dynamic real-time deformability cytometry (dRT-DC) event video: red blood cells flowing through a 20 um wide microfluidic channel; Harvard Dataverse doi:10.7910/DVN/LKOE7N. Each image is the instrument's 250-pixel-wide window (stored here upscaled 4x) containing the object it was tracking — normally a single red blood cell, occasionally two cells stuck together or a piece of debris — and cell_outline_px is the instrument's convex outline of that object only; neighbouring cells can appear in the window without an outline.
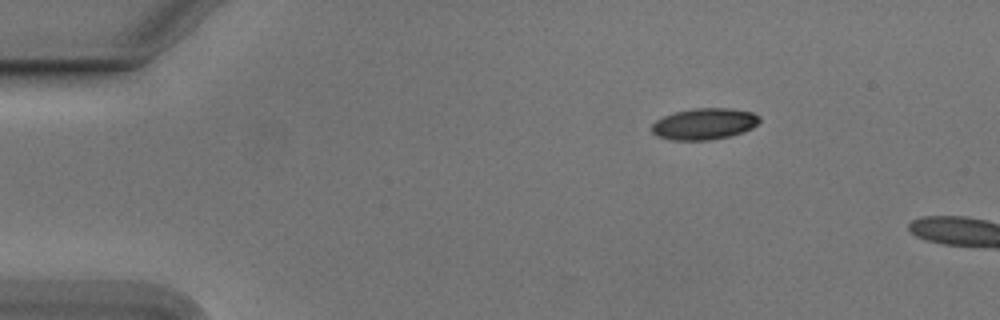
{"species": "Egyptian fruit bat (a non-hibernating species)", "species_latin": "Rousettus aegyptiacus", "temperature_condition": "cold", "stored_images_in_passage": 10, "camera_frame_rate_fps": 3000, "um_per_image_px": 0.085, "animal": {"sex": "male"}, "frame": {"image": 1, "passage_image": 1, "time_ms": 0.0, "image_size_px": [1000, 320], "cell_outline_px": [[760, 120], [752, 128], [744, 132], [728, 136], [708, 140], [672, 140], [656, 136], [652, 132], [652, 124], [656, 120], [664, 116], [676, 112], [692, 108], [732, 108], [752, 112], [760, 116]], "centroid_in_image_um": [59.86, 10.52], "position_along_channel_um": 25.1, "area_um2": 19.71}}
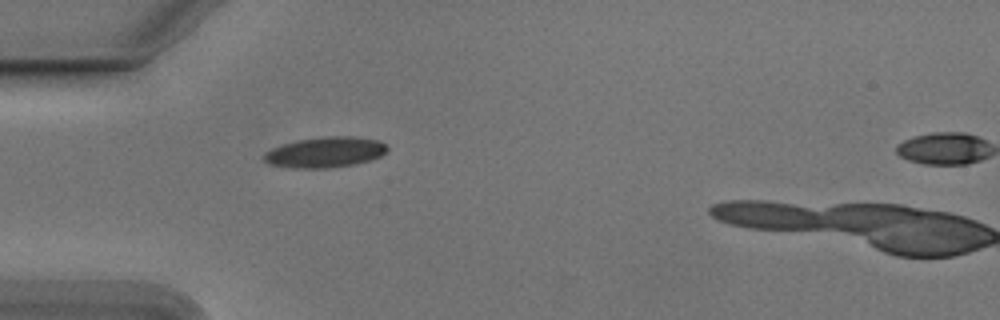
{"frame": {"image": 2, "passage_image": 9, "time_ms": 2.667, "image_size_px": [1000, 320], "cell_outline_px": [[388, 148], [380, 156], [368, 160], [352, 164], [324, 168], [296, 168], [272, 164], [264, 160], [264, 152], [272, 148], [296, 140], [324, 136], [352, 136], [380, 140]], "centroid_in_image_um": [27.63, 12.92], "position_along_channel_um": 57.4, "area_um2": 21.62}}